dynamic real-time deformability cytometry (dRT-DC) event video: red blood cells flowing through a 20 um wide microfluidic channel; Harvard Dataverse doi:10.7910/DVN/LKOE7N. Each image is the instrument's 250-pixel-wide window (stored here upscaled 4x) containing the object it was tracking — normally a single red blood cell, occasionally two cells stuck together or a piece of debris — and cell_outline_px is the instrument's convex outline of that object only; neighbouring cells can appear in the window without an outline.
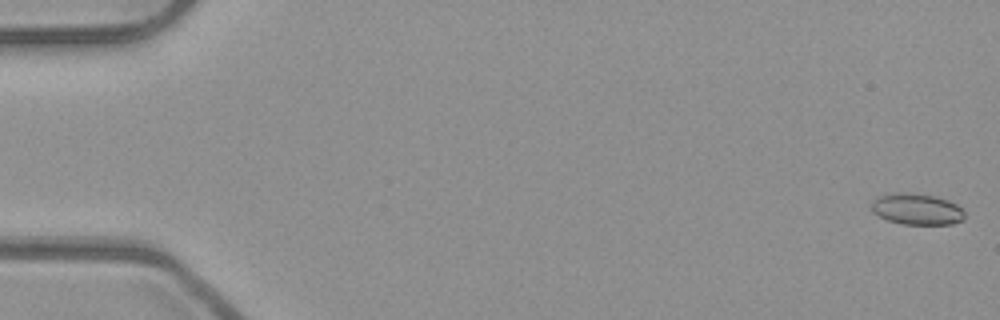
{"species": "common noctule bat (a hibernating species)", "species_latin": "Nyctalus noctula", "temperature_condition": "room temperature", "stored_images_in_passage": 5, "camera_frame_rate_fps": 3000, "um_per_image_px": 0.085, "animal": {"sex": "male", "body_mass_g": 23.1, "forearm_length_mm": 52.7}, "frame": {"image": 1, "passage_image": 1, "time_ms": 0.0, "image_size_px": [1000, 320], "cell_outline_px": [[964, 220], [952, 224], [904, 224], [888, 220], [872, 212], [872, 200], [880, 196], [896, 192], [912, 192], [936, 196], [948, 200], [956, 204], [964, 212]], "centroid_in_image_um": [77.94, 17.76], "position_along_channel_um": 7.1, "area_um2": 16.99}}
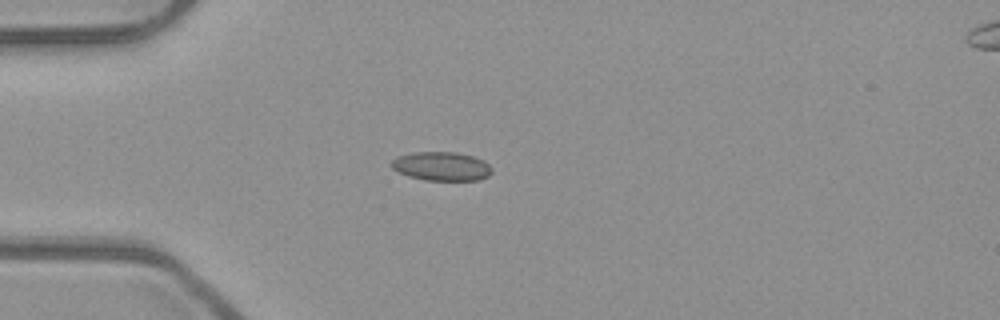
{"frame": {"image": 2, "passage_image": 5, "time_ms": 1.333, "image_size_px": [1000, 320], "cell_outline_px": [[492, 172], [488, 176], [480, 180], [424, 180], [408, 176], [392, 168], [388, 164], [396, 156], [416, 152], [456, 152], [472, 156], [484, 160], [492, 168]], "centroid_in_image_um": [37.52, 14.13], "position_along_channel_um": 47.5, "area_um2": 16.99}}